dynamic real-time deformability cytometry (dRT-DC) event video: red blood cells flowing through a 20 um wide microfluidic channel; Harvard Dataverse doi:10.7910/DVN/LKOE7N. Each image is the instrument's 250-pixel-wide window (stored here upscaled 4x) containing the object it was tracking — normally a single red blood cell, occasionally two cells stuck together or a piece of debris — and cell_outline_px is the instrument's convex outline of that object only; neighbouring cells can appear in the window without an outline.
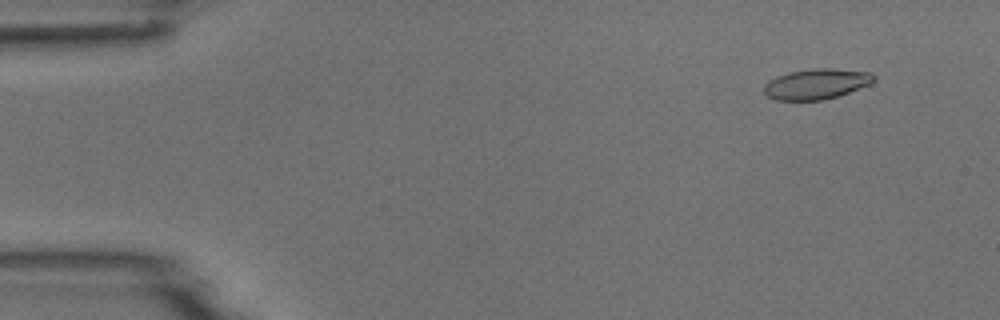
{"species": "common noctule bat (a hibernating species)", "species_latin": "Nyctalus noctula", "temperature_condition": "room temperature", "stored_images_in_passage": 4, "camera_frame_rate_fps": 3000, "um_per_image_px": 0.085, "animal": {"sex": "male", "body_mass_g": 18.8}, "frame": {"image": 1, "passage_image": 1, "time_ms": 0.0, "image_size_px": [1000, 320], "cell_outline_px": [[876, 80], [872, 84], [824, 100], [776, 100], [768, 96], [764, 92], [764, 84], [768, 80], [776, 76], [788, 72], [812, 68], [832, 68], [872, 72], [876, 76]], "centroid_in_image_um": [69.41, 7.12], "position_along_channel_um": 15.6, "area_um2": 19.71}}
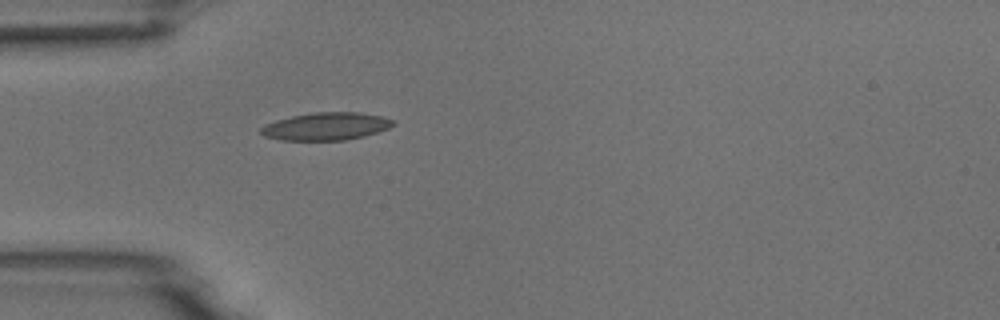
{"frame": {"image": 2, "passage_image": 4, "time_ms": 3.667, "image_size_px": [1000, 320], "cell_outline_px": [[396, 124], [380, 132], [364, 136], [344, 140], [280, 140], [264, 136], [260, 132], [260, 128], [264, 124], [276, 120], [292, 116], [312, 112], [360, 112], [384, 116], [392, 120]], "centroid_in_image_um": [27.73, 10.73], "position_along_channel_um": 57.3, "area_um2": 21.5}}